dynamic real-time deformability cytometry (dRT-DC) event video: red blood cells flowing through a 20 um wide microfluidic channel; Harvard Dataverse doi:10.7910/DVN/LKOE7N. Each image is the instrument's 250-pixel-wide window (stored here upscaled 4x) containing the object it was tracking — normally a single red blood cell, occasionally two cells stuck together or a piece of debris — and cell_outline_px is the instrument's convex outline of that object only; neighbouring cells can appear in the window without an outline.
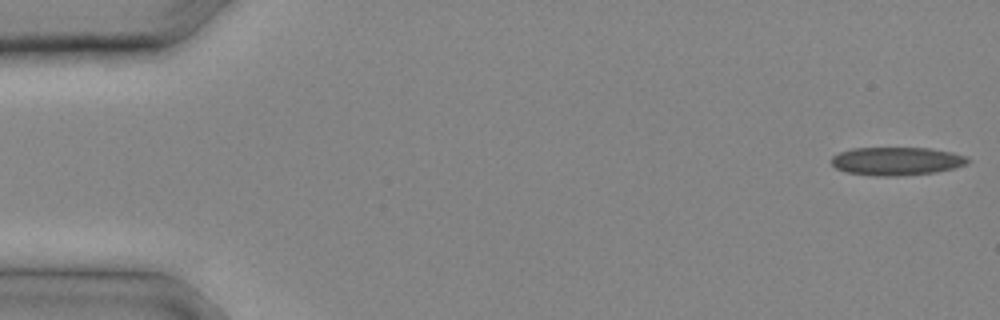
{"species": "common noctule bat (a hibernating species)", "species_latin": "Nyctalus noctula", "temperature_condition": "cold", "stored_images_in_passage": 6, "camera_frame_rate_fps": 3000, "um_per_image_px": 0.085, "animal": {"sex": "male", "body_mass_g": 20.4}, "frame": {"image": 1, "passage_image": 1, "time_ms": 0.0, "image_size_px": [1000, 320], "cell_outline_px": [[972, 160], [968, 164], [936, 172], [896, 176], [880, 176], [848, 172], [836, 168], [832, 164], [832, 156], [840, 152], [852, 148], [928, 148], [952, 152], [968, 156]], "centroid_in_image_um": [76.26, 13.69], "position_along_channel_um": 8.7, "area_um2": 22.37}}